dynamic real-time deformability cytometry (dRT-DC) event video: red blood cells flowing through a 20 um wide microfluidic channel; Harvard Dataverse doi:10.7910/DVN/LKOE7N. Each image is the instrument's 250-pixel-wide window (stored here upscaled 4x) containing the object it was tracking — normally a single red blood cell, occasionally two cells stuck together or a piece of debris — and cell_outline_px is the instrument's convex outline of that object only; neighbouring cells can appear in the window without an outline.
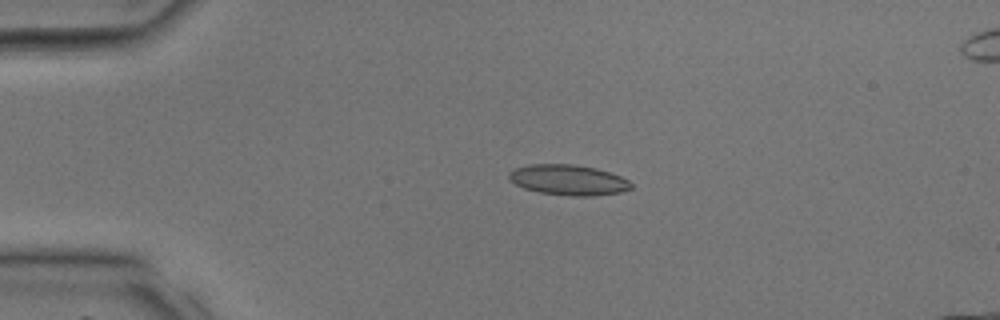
{"species": "common noctule bat (a hibernating species)", "species_latin": "Nyctalus noctula", "temperature_condition": "room temperature", "stored_images_in_passage": 18, "camera_frame_rate_fps": 3000, "um_per_image_px": 0.085, "animal": {"sex": "male", "body_mass_g": 17.9, "forearm_length_mm": 54.2}, "frame": {"image": 1, "passage_image": 8, "time_ms": 2.333, "image_size_px": [1000, 320], "cell_outline_px": [[632, 188], [620, 192], [596, 196], [572, 196], [540, 192], [524, 188], [508, 180], [508, 172], [516, 168], [528, 164], [572, 164], [596, 168], [620, 176], [628, 180], [632, 184]], "centroid_in_image_um": [48.29, 15.29], "position_along_channel_um": 36.7, "area_um2": 21.68}}
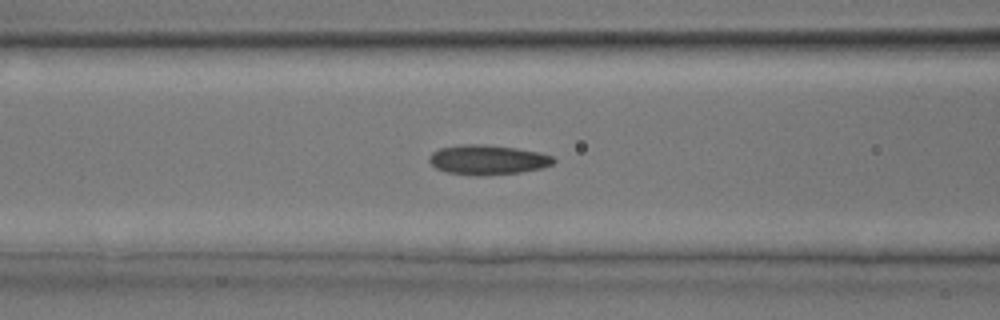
{"frame": {"image": 2, "passage_image": 15, "time_ms": 4.667, "image_size_px": [1000, 320], "cell_outline_px": [[556, 160], [552, 164], [544, 168], [520, 172], [484, 176], [448, 172], [436, 168], [428, 160], [428, 156], [432, 152], [440, 148], [460, 144], [484, 144], [516, 148], [540, 152], [552, 156]], "centroid_in_image_um": [41.46, 13.57], "position_along_channel_um": 125.1, "area_um2": 21.62}}